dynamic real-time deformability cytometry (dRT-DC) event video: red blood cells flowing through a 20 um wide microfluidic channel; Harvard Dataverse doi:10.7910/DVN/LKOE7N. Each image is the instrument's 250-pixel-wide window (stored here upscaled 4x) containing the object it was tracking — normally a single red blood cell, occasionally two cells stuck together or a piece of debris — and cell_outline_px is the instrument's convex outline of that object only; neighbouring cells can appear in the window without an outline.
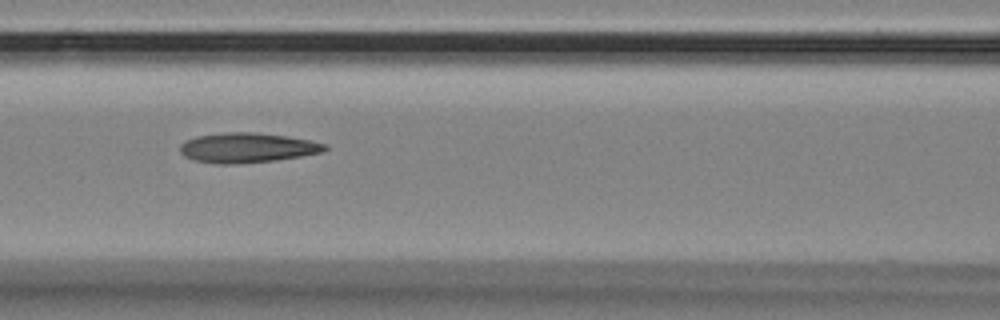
{"species": "Egyptian fruit bat (a non-hibernating species)", "species_latin": "Rousettus aegyptiacus", "temperature_condition": "room temperature", "stored_images_in_passage": 10, "camera_frame_rate_fps": 3000, "um_per_image_px": 0.085, "animal": {"sex": "female"}, "frame": {"image": 1, "passage_image": 7, "time_ms": 2.0, "image_size_px": [1000, 320], "cell_outline_px": [[328, 148], [320, 152], [300, 156], [276, 160], [236, 164], [216, 164], [196, 160], [184, 156], [180, 152], [180, 144], [184, 140], [196, 136], [224, 132], [256, 132], [288, 136], [328, 144]], "centroid_in_image_um": [20.98, 12.55], "position_along_channel_um": 145.6, "area_um2": 25.26}}
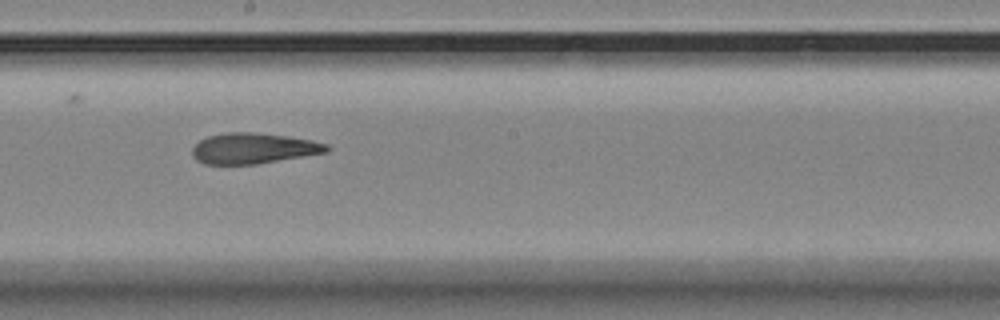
{"frame": {"image": 2, "passage_image": 9, "time_ms": 2.667, "image_size_px": [1000, 320], "cell_outline_px": [[332, 148], [328, 152], [256, 164], [204, 164], [196, 160], [192, 156], [192, 148], [200, 140], [208, 136], [228, 132], [252, 132], [288, 136], [312, 140], [328, 144]], "centroid_in_image_um": [21.55, 12.61], "position_along_channel_um": 226.6, "area_um2": 24.1}}
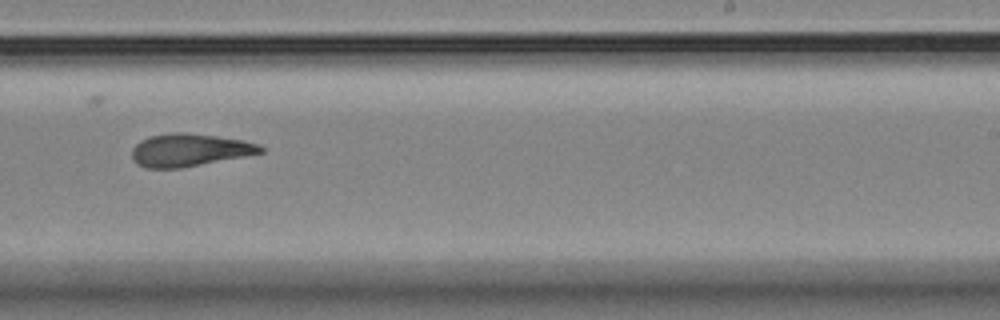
{"frame": {"image": 3, "passage_image": 10, "time_ms": 3.0, "image_size_px": [1000, 320], "cell_outline_px": [[264, 152], [244, 156], [180, 168], [148, 168], [136, 164], [132, 160], [132, 148], [140, 140], [148, 136], [172, 132], [184, 132], [216, 136], [244, 140], [260, 144], [264, 148]], "centroid_in_image_um": [16.08, 12.74], "position_along_channel_um": 272.9, "area_um2": 24.57}}